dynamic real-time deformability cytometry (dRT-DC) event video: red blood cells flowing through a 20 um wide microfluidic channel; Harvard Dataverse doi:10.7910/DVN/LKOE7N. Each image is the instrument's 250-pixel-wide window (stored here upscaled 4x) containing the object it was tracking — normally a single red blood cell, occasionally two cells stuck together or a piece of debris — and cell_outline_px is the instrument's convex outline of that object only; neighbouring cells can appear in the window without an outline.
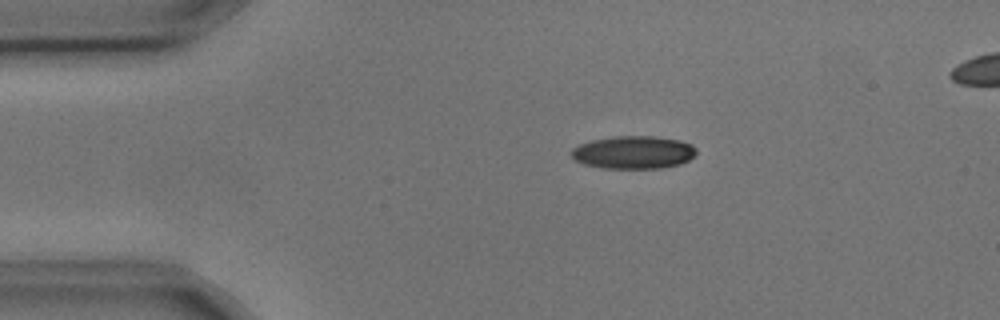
{"species": "common noctule bat (a hibernating species)", "species_latin": "Nyctalus noctula", "temperature_condition": "cold", "stored_images_in_passage": 7, "camera_frame_rate_fps": 3000, "um_per_image_px": 0.085, "animal": {"sex": "male", "body_mass_g": 17.9, "forearm_length_mm": 54.2}, "frame": {"image": 1, "passage_image": 1, "time_ms": 0.0, "image_size_px": [1000, 320], "cell_outline_px": [[696, 156], [680, 164], [660, 168], [600, 168], [584, 164], [576, 160], [572, 156], [572, 148], [580, 144], [592, 140], [616, 136], [656, 136], [680, 140], [692, 144], [696, 148]], "centroid_in_image_um": [53.88, 12.94], "position_along_channel_um": 31.1, "area_um2": 23.99}}
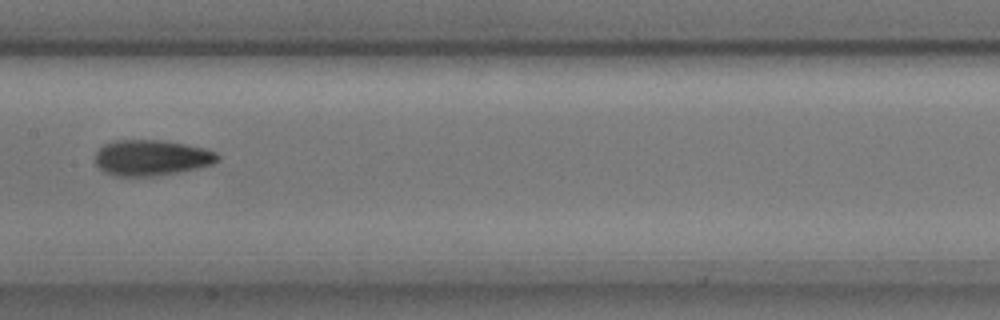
{"frame": {"image": 2, "passage_image": 6, "time_ms": 1.667, "image_size_px": [1000, 320], "cell_outline_px": [[220, 160], [212, 164], [200, 168], [180, 172], [152, 176], [112, 176], [104, 172], [96, 164], [96, 152], [104, 144], [116, 140], [164, 140], [204, 148], [216, 152], [220, 156]], "centroid_in_image_um": [12.89, 13.41], "position_along_channel_um": 194.5, "area_um2": 25.66}}
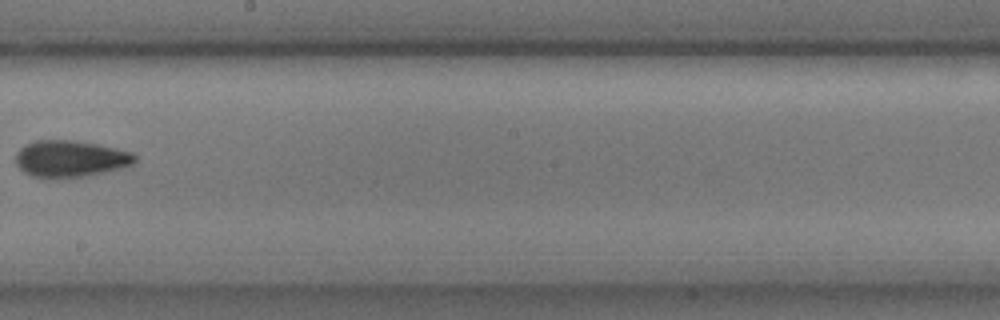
{"frame": {"image": 3, "passage_image": 7, "time_ms": 2.0, "image_size_px": [1000, 320], "cell_outline_px": [[136, 160], [132, 164], [124, 168], [84, 176], [32, 176], [24, 172], [16, 164], [16, 152], [20, 148], [36, 140], [76, 140], [116, 148], [132, 152], [136, 156]], "centroid_in_image_um": [6.01, 13.46], "position_along_channel_um": 242.2, "area_um2": 25.03}}